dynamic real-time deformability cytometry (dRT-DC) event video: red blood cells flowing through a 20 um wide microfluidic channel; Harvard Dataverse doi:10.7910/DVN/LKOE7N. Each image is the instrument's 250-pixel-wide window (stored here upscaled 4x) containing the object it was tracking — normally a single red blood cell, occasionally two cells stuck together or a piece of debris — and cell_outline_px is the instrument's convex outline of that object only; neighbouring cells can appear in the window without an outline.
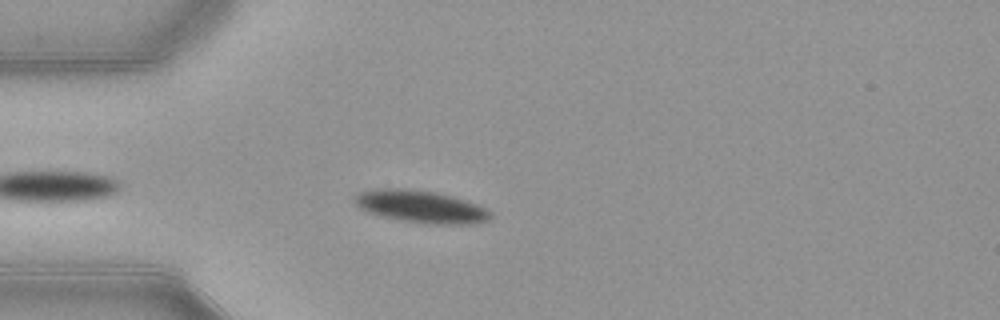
{"species": "common noctule bat (a hibernating species)", "species_latin": "Nyctalus noctula", "temperature_condition": "warm", "stored_images_in_passage": 41, "camera_frame_rate_fps": 3000, "um_per_image_px": 0.085, "animal": {"sex": "female", "body_mass_g": 21.9}, "frame": {"image": 1, "passage_image": 5, "time_ms": 1.333, "image_size_px": [1000, 320], "cell_outline_px": [[492, 216], [484, 220], [472, 224], [424, 224], [400, 220], [380, 216], [368, 212], [360, 208], [356, 204], [352, 196], [360, 192], [380, 188], [404, 188], [436, 192], [452, 196], [476, 204], [492, 212]], "centroid_in_image_um": [35.73, 17.56], "position_along_channel_um": 49.3, "area_um2": 25.61}}
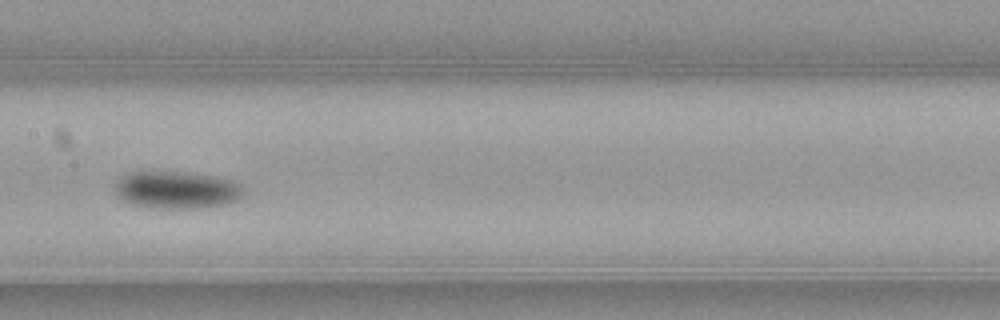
{"frame": {"image": 2, "passage_image": 17, "time_ms": 5.333, "image_size_px": [1000, 320], "cell_outline_px": [[244, 192], [236, 200], [228, 204], [200, 208], [152, 208], [132, 204], [120, 200], [116, 196], [116, 184], [124, 176], [136, 172], [172, 172], [216, 176], [232, 180], [240, 184]], "centroid_in_image_um": [15.04, 16.17], "position_along_channel_um": 192.4, "area_um2": 27.74}}
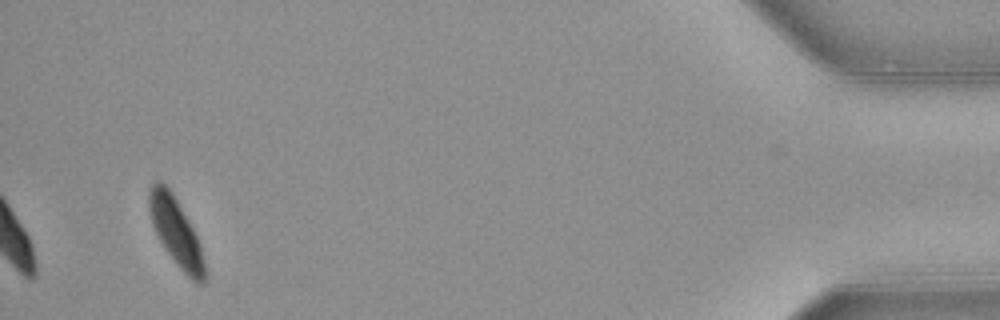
{"frame": {"image": 3, "passage_image": 41, "time_ms": 13.333, "image_size_px": [1000, 320], "cell_outline_px": [[204, 284], [196, 284], [176, 264], [160, 240], [152, 224], [148, 208], [148, 192], [152, 184], [156, 180], [160, 180], [172, 192], [188, 220], [200, 244], [204, 260]], "centroid_in_image_um": [14.93, 19.69], "position_along_channel_um": 420.3, "area_um2": 21.56}, "authors_computed_cell_mechanics": {"area_um2": 25.3164, "velocity_mm_per_s": 3.8797, "shape_relaxation_time_tau1_ms": 2.7616, "shape_relaxation_time_tau2_ms": 4.1112, "deformation_change_tau1": 0.1311, "deformation_change_tau2": 0.0437}}